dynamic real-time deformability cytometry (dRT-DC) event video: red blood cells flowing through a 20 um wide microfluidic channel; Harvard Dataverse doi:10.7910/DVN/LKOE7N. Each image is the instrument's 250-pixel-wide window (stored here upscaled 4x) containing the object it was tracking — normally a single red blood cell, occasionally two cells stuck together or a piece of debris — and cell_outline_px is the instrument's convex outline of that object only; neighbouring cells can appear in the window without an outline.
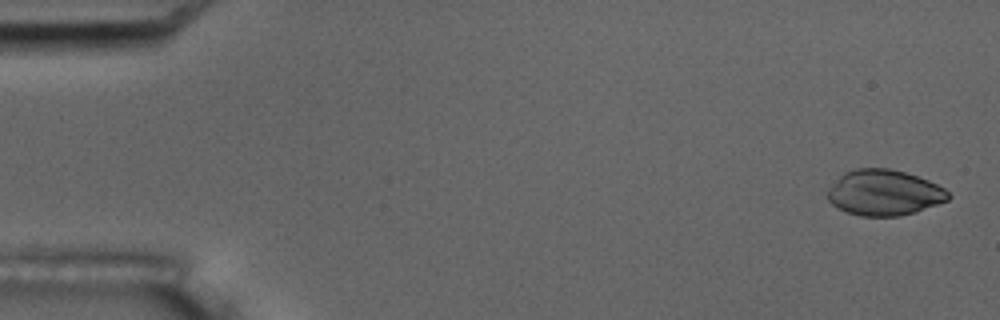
{"species": "common noctule bat (a hibernating species)", "species_latin": "Nyctalus noctula", "temperature_condition": "room temperature", "stored_images_in_passage": 12, "camera_frame_rate_fps": 3000, "um_per_image_px": 0.085, "animal": {"sex": "male", "body_mass_g": 17.5, "forearm_length_mm": 52.3}, "frame": {"image": 1, "passage_image": 1, "time_ms": 0.0, "image_size_px": [1000, 320], "cell_outline_px": [[952, 196], [948, 200], [916, 212], [900, 216], [860, 216], [848, 212], [832, 204], [828, 200], [828, 188], [844, 172], [856, 168], [888, 168], [904, 172], [928, 180], [944, 188]], "centroid_in_image_um": [75.16, 16.38], "position_along_channel_um": 9.8, "area_um2": 32.02}}